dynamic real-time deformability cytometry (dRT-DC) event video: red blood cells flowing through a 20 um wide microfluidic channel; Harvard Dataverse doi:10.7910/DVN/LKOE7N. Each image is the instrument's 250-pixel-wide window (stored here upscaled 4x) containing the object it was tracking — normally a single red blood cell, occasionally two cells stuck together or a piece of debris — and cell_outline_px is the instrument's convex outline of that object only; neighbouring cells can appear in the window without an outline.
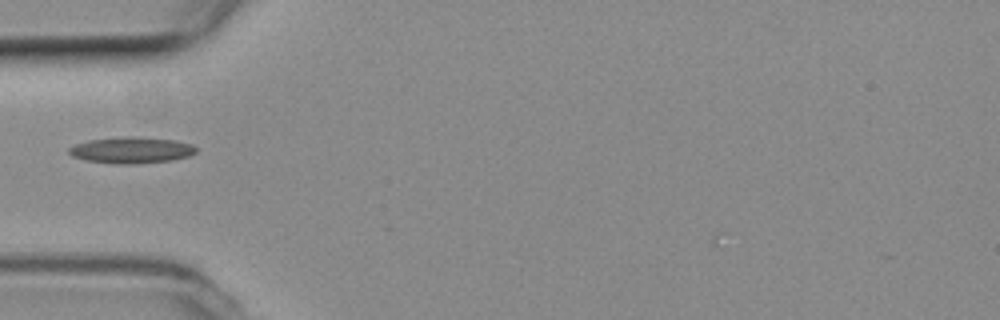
{"species": "common noctule bat (a hibernating species)", "species_latin": "Nyctalus noctula", "temperature_condition": "room temperature", "stored_images_in_passage": 36, "camera_frame_rate_fps": 3000, "um_per_image_px": 0.085, "animal": {"sex": "female", "body_mass_g": 19.3, "forearm_length_mm": 54.1}, "frame": {"image": 1, "passage_image": 3, "time_ms": 0.667, "image_size_px": [1000, 320], "cell_outline_px": [[196, 152], [188, 156], [172, 160], [136, 164], [120, 164], [88, 160], [72, 156], [68, 152], [68, 148], [76, 144], [88, 140], [128, 136], [132, 136], [176, 140], [192, 144], [196, 148]], "centroid_in_image_um": [11.19, 12.75], "position_along_channel_um": 73.8, "area_um2": 19.36}}
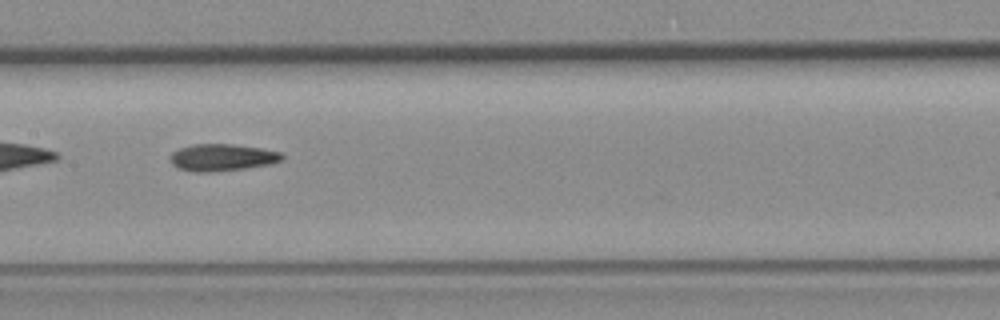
{"frame": {"image": 2, "passage_image": 12, "time_ms": 3.667, "image_size_px": [1000, 320], "cell_outline_px": [[284, 160], [272, 164], [244, 168], [212, 172], [192, 172], [176, 168], [172, 164], [172, 152], [180, 148], [192, 144], [232, 144], [260, 148], [280, 152], [284, 156]], "centroid_in_image_um": [18.89, 13.39], "position_along_channel_um": 188.5, "area_um2": 17.63}}